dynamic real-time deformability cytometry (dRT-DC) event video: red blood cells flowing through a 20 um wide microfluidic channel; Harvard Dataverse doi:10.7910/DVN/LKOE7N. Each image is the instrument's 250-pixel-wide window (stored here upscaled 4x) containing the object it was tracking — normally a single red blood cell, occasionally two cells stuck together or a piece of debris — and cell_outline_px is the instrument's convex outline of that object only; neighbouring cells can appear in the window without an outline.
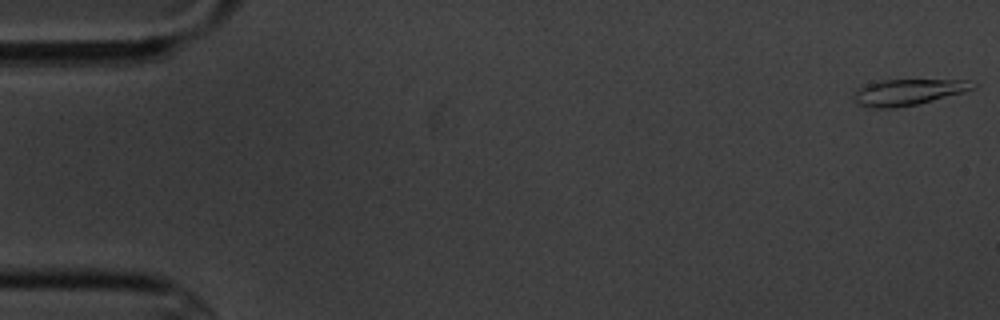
{"species": "common noctule bat (a hibernating species)", "species_latin": "Nyctalus noctula", "temperature_condition": "cold", "stored_images_in_passage": 9, "camera_frame_rate_fps": 3000, "um_per_image_px": 0.085, "animal": {"sex": "male", "body_mass_g": 20.1, "forearm_length_mm": 53.5}, "frame": {"image": 1, "passage_image": 1, "time_ms": 0.0, "image_size_px": [1000, 320], "cell_outline_px": [[976, 88], [964, 92], [916, 104], [896, 108], [868, 108], [856, 104], [852, 96], [856, 88], [880, 80], [968, 80], [976, 84]], "centroid_in_image_um": [77.12, 7.84], "position_along_channel_um": 7.9, "area_um2": 18.21}}
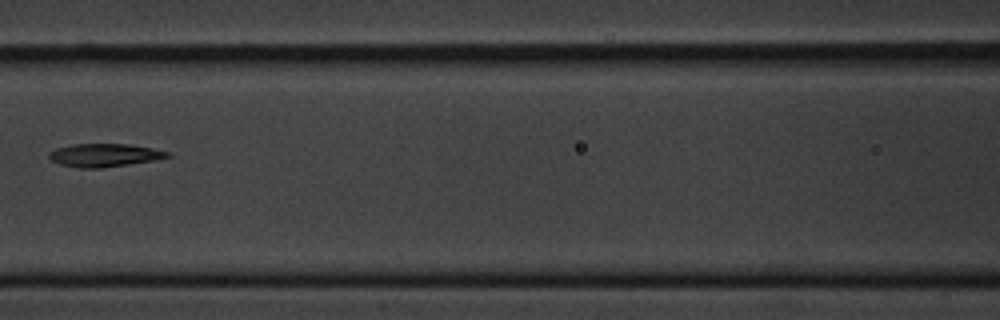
{"frame": {"image": 2, "passage_image": 8, "time_ms": 8.333, "image_size_px": [1000, 320], "cell_outline_px": [[172, 156], [156, 160], [104, 168], [76, 168], [60, 164], [52, 160], [48, 156], [48, 152], [56, 148], [72, 144], [128, 144], [152, 148], [172, 152]], "centroid_in_image_um": [8.9, 13.19], "position_along_channel_um": 157.7, "area_um2": 16.18}}
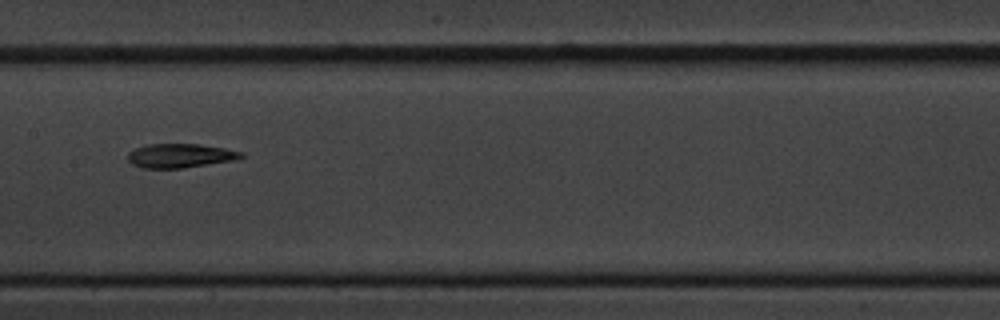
{"frame": {"image": 3, "passage_image": 9, "time_ms": 9.333, "image_size_px": [1000, 320], "cell_outline_px": [[244, 156], [236, 160], [184, 168], [144, 168], [132, 164], [128, 160], [128, 152], [136, 148], [148, 144], [200, 144], [224, 148], [244, 152]], "centroid_in_image_um": [15.34, 13.23], "position_along_channel_um": 192.1, "area_um2": 15.95}}